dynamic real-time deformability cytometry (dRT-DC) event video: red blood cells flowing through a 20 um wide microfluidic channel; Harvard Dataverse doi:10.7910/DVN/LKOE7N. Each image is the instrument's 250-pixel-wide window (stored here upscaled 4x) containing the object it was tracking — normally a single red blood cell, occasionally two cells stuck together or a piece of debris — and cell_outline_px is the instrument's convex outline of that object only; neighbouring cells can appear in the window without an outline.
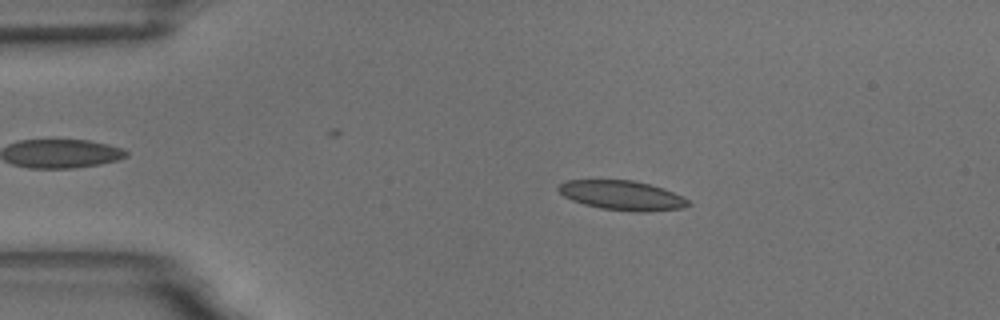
{"species": "common noctule bat (a hibernating species)", "species_latin": "Nyctalus noctula", "temperature_condition": "room temperature", "stored_images_in_passage": 54, "camera_frame_rate_fps": 3000, "um_per_image_px": 0.085, "animal": {"sex": "male", "body_mass_g": 18.8}, "frame": {"image": 1, "passage_image": 10, "time_ms": 3.0, "image_size_px": [1000, 320], "cell_outline_px": [[692, 204], [680, 208], [644, 212], [632, 212], [600, 208], [584, 204], [572, 200], [564, 196], [556, 188], [560, 184], [568, 180], [632, 180], [664, 188], [688, 200]], "centroid_in_image_um": [52.86, 16.61], "position_along_channel_um": 32.1, "area_um2": 22.14}}
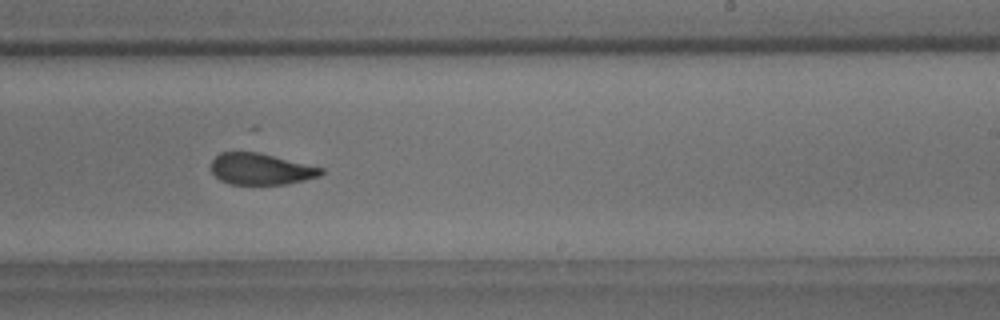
{"frame": {"image": 2, "passage_image": 33, "time_ms": 10.667, "image_size_px": [1000, 320], "cell_outline_px": [[324, 172], [320, 176], [288, 184], [228, 184], [220, 180], [212, 172], [212, 160], [220, 152], [256, 152], [324, 168]], "centroid_in_image_um": [22.17, 14.38], "position_along_channel_um": 266.8, "area_um2": 19.94}}
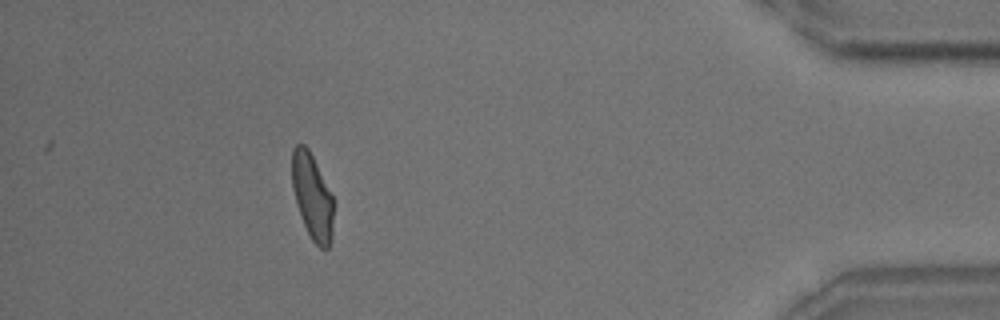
{"frame": {"image": 3, "passage_image": 49, "time_ms": 16.0, "image_size_px": [1000, 320], "cell_outline_px": [[332, 240], [328, 248], [320, 248], [312, 240], [304, 224], [296, 204], [292, 188], [292, 148], [296, 144], [304, 144], [308, 148], [332, 196]], "centroid_in_image_um": [26.52, 16.7], "position_along_channel_um": 408.7, "area_um2": 20.35}, "authors_computed_cell_mechanics": {"area_um2": 21.7906, "velocity_mm_per_s": 3.6629, "shape_relaxation_time_tau1_ms": 5.069, "shape_relaxation_time_tau2_ms": 1.4525, "deformation_change_tau1": 0.1443, "deformation_change_tau2": 0.0585}}